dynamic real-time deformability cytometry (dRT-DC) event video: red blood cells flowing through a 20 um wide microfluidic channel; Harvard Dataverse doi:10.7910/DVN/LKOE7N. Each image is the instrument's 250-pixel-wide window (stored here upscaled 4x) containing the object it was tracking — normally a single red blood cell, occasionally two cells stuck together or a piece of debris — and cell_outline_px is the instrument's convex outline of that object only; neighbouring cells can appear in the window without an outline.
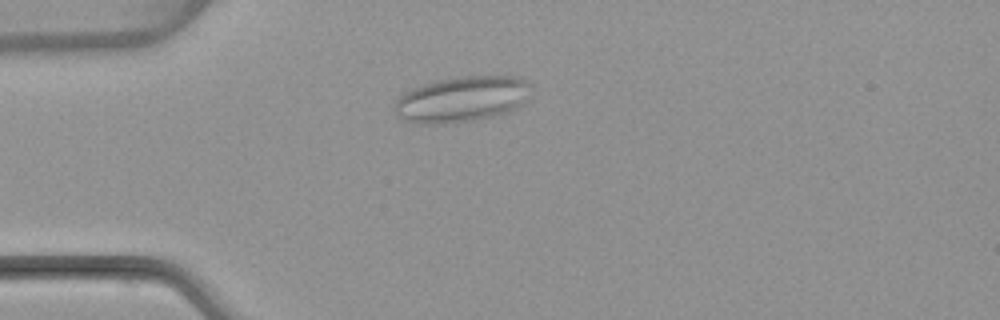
{"species": "common noctule bat (a hibernating species)", "species_latin": "Nyctalus noctula", "temperature_condition": "warm", "stored_images_in_passage": 1, "camera_frame_rate_fps": 3000, "um_per_image_px": 0.085, "animal": {"sex": "female", "body_mass_g": 22.7, "forearm_length_mm": 54.2}, "frame": {"image": 1, "passage_image": 1, "time_ms": 0.0, "image_size_px": [1000, 320], "cell_outline_px": [[532, 84], [524, 104], [512, 112], [472, 120], [440, 124], [424, 124], [404, 120], [396, 112], [396, 100], [404, 92], [412, 88], [436, 80], [460, 76], [516, 76], [528, 80]], "centroid_in_image_um": [39.32, 8.42], "position_along_channel_um": 45.7, "area_um2": 36.47}}